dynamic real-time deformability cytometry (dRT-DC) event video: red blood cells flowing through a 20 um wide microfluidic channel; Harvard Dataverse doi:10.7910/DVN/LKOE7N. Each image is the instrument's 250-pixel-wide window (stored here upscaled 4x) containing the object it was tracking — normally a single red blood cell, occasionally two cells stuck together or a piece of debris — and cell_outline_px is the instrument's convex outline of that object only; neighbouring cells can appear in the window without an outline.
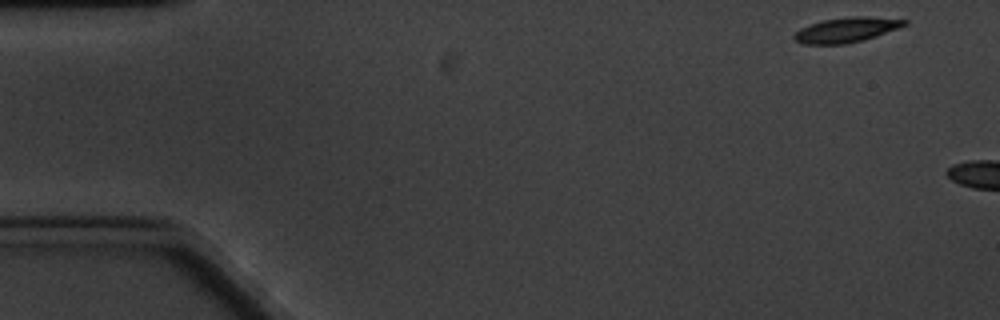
{"species": "common noctule bat (a hibernating species)", "species_latin": "Nyctalus noctula", "temperature_condition": "cold", "stored_images_in_passage": 4, "camera_frame_rate_fps": 3000, "um_per_image_px": 0.085, "animal": {"sex": "male", "body_mass_g": 20.1, "forearm_length_mm": 53.5}, "frame": {"image": 1, "passage_image": 1, "time_ms": 0.0, "image_size_px": [1000, 320], "cell_outline_px": [[908, 24], [876, 36], [864, 40], [844, 44], [804, 44], [796, 40], [792, 36], [800, 28], [824, 20], [852, 16], [868, 16], [908, 20]], "centroid_in_image_um": [71.96, 2.54], "position_along_channel_um": 13.0, "area_um2": 15.84}}